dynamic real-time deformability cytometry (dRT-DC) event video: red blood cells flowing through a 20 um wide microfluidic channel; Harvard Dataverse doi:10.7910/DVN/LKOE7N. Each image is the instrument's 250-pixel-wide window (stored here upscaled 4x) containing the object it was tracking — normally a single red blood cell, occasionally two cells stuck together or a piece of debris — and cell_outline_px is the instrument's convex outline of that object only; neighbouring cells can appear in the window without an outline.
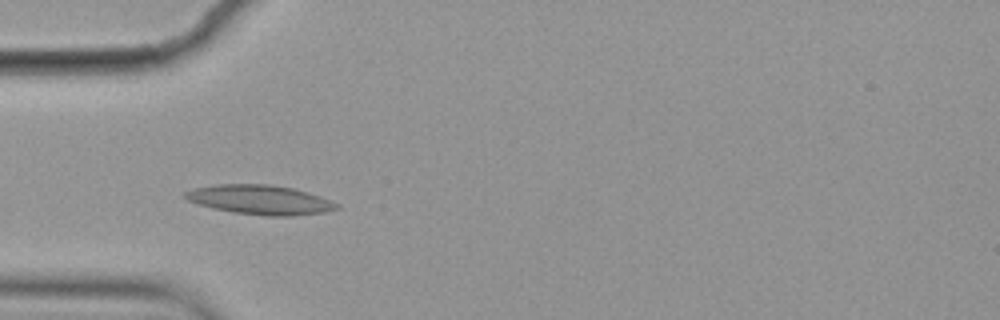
{"species": "common noctule bat (a hibernating species)", "species_latin": "Nyctalus noctula", "temperature_condition": "cold", "stored_images_in_passage": 4, "camera_frame_rate_fps": 3000, "um_per_image_px": 0.085, "animal": {"sex": "female", "body_mass_g": 19.9}, "frame": {"image": 1, "passage_image": 3, "time_ms": 0.667, "image_size_px": [1000, 320], "cell_outline_px": [[340, 208], [324, 212], [292, 216], [268, 216], [232, 212], [212, 208], [188, 200], [184, 196], [184, 192], [192, 188], [212, 184], [268, 184], [292, 188], [308, 192], [320, 196], [340, 204]], "centroid_in_image_um": [22.1, 16.97], "position_along_channel_um": 62.9, "area_um2": 26.07}}
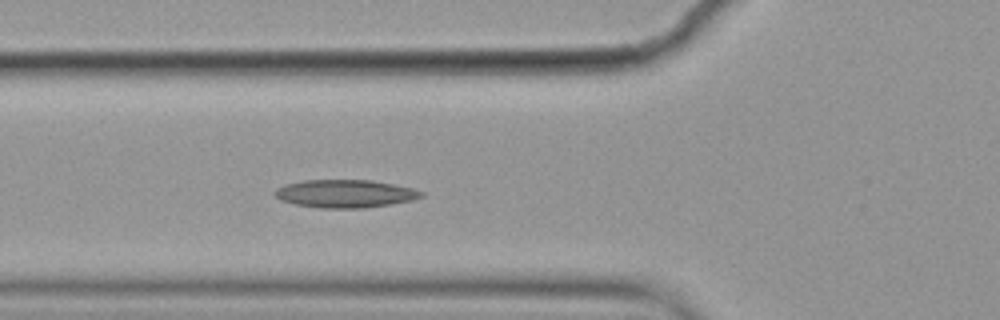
{"frame": {"image": 2, "passage_image": 4, "time_ms": 1.0, "image_size_px": [1000, 320], "cell_outline_px": [[424, 196], [412, 200], [392, 204], [360, 208], [320, 208], [296, 204], [280, 200], [272, 192], [276, 188], [284, 184], [304, 180], [372, 180], [412, 188], [424, 192]], "centroid_in_image_um": [29.32, 16.46], "position_along_channel_um": 96.5, "area_um2": 23.87}}